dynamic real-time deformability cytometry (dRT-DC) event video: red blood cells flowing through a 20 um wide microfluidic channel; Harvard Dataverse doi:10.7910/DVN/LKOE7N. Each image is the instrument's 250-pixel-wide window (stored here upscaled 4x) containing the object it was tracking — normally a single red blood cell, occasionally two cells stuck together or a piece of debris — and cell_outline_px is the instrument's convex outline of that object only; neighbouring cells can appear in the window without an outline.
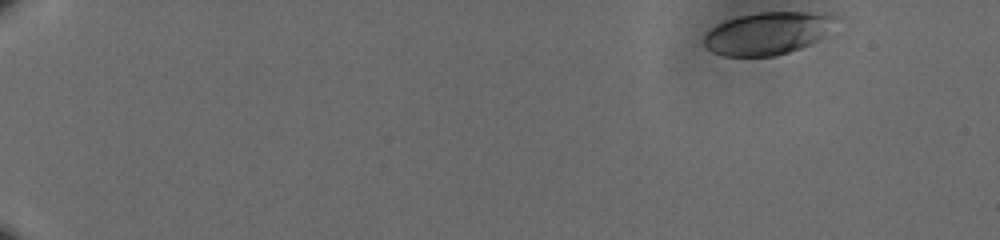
{"species": "human", "species_latin": "Homo sapiens", "temperature_condition": "cold", "stored_images_in_passage": 54, "camera_frame_rate_fps": 3000, "um_per_image_px": 0.085, "donor": {"sex": "male"}, "frame": {"image": 1, "passage_image": 1, "time_ms": 0.0, "image_size_px": [1000, 240], "cell_outline_px": [[832, 16], [816, 40], [812, 44], [776, 56], [724, 56], [712, 52], [704, 44], [704, 36], [712, 28], [728, 20], [740, 16], [760, 12], [804, 12]], "centroid_in_image_um": [65.07, 2.86], "position_along_channel_um": 19.9, "area_um2": 31.1}}
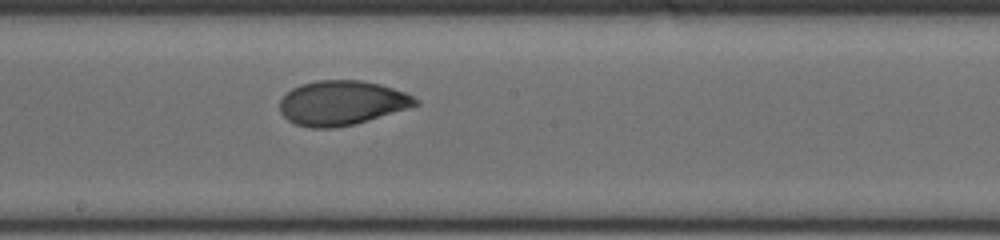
{"frame": {"image": 2, "passage_image": 31, "time_ms": 10.0, "image_size_px": [1000, 240], "cell_outline_px": [[420, 104], [408, 108], [352, 124], [332, 128], [312, 128], [296, 124], [288, 120], [280, 112], [280, 100], [292, 88], [300, 84], [316, 80], [360, 80], [380, 84], [404, 92], [420, 100]], "centroid_in_image_um": [29.03, 8.73], "position_along_channel_um": 219.2, "area_um2": 34.91}}
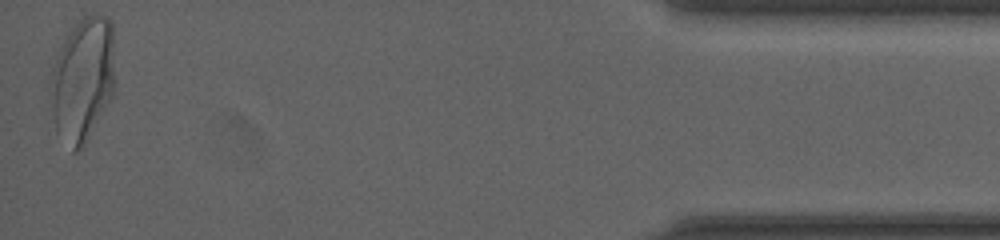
{"frame": {"image": 3, "passage_image": 54, "time_ms": 17.667, "image_size_px": [1000, 240], "cell_outline_px": [[112, 92], [104, 108], [84, 144], [76, 152], [72, 152], [56, 132], [52, 104], [52, 68], [60, 48], [64, 40], [72, 28], [80, 20], [88, 16], [108, 16], [112, 24]], "centroid_in_image_um": [7.0, 6.77], "position_along_channel_um": 428.2, "area_um2": 44.85}, "authors_computed_cell_mechanics": {"area_um2": 34.5933, "velocity_mm_per_s": 3.6048, "shape_relaxation_time_tau1_ms": 4.3653, "shape_relaxation_time_tau2_ms": 1.2231, "deformation_change_tau1": 0.1655, "deformation_change_tau2": 0.0397}}